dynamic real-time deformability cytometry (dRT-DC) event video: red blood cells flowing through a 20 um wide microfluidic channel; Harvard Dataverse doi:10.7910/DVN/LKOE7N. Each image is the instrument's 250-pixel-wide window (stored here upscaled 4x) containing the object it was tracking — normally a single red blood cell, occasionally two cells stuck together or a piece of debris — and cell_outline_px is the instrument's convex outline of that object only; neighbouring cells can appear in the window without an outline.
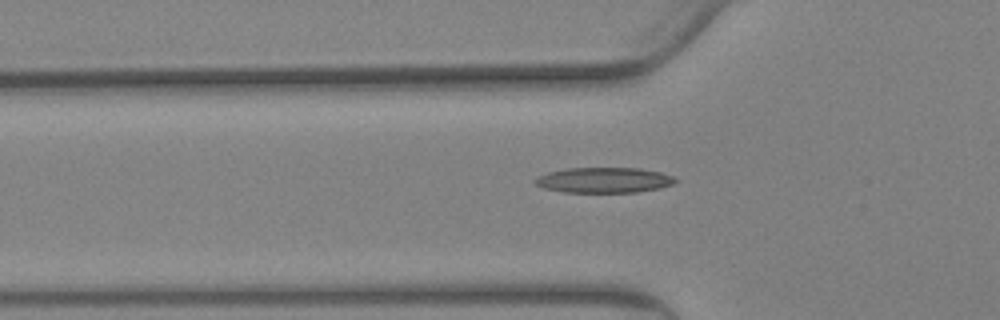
{"species": "Egyptian fruit bat (a non-hibernating species)", "species_latin": "Rousettus aegyptiacus", "temperature_condition": "warm", "stored_images_in_passage": 38, "camera_frame_rate_fps": 3000, "um_per_image_px": 0.085, "animal": {"sex": "female"}, "frame": {"image": 1, "passage_image": 5, "time_ms": 1.333, "image_size_px": [1000, 320], "cell_outline_px": [[676, 180], [672, 184], [660, 188], [636, 192], [560, 192], [544, 188], [536, 184], [532, 180], [548, 172], [568, 168], [640, 168], [660, 172], [672, 176]], "centroid_in_image_um": [51.31, 15.31], "position_along_channel_um": 74.5, "area_um2": 20.63}}
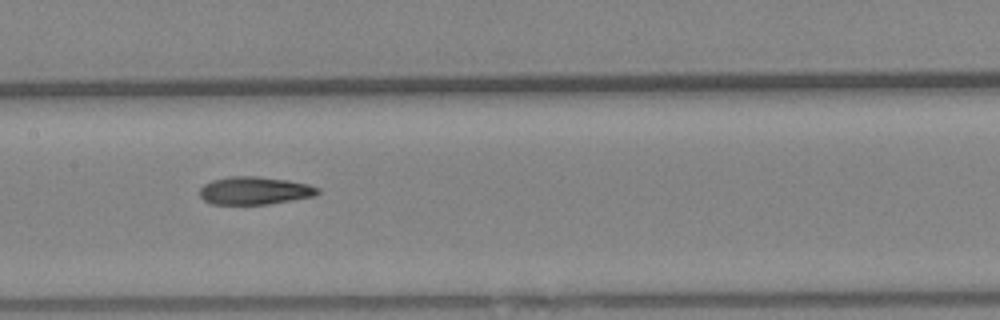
{"frame": {"image": 2, "passage_image": 15, "time_ms": 4.667, "image_size_px": [1000, 320], "cell_outline_px": [[320, 192], [312, 196], [268, 204], [212, 204], [204, 200], [200, 196], [200, 188], [204, 184], [212, 180], [228, 176], [256, 176], [288, 180], [308, 184], [320, 188]], "centroid_in_image_um": [21.62, 16.19], "position_along_channel_um": 185.8, "area_um2": 19.07}}
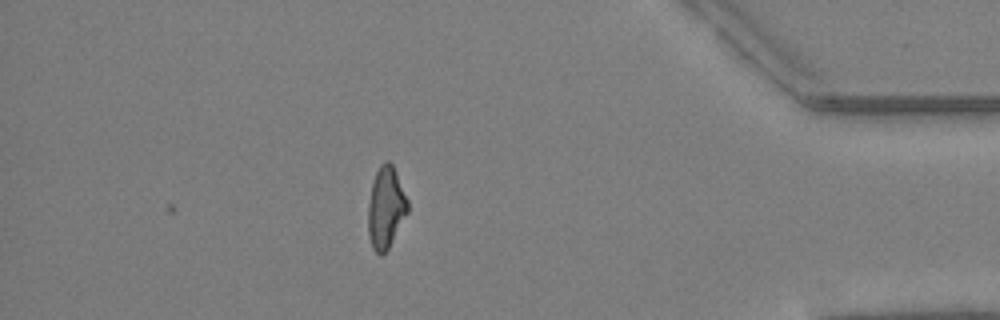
{"frame": {"image": 3, "passage_image": 38, "time_ms": 12.333, "image_size_px": [1000, 320], "cell_outline_px": [[408, 212], [388, 248], [380, 256], [372, 248], [368, 236], [368, 204], [372, 184], [376, 172], [380, 164], [384, 160], [388, 160], [392, 164], [396, 172], [408, 200]], "centroid_in_image_um": [32.79, 17.64], "position_along_channel_um": 402.4, "area_um2": 18.79}, "authors_computed_cell_mechanics": {"area_um2": 18.9295, "velocity_mm_per_s": 3.3419, "shape_relaxation_time_tau1_ms": null, "shape_relaxation_time_tau2_ms": 5.522, "deformation_change_tau1": null, "deformation_change_tau2": 0.1526}}